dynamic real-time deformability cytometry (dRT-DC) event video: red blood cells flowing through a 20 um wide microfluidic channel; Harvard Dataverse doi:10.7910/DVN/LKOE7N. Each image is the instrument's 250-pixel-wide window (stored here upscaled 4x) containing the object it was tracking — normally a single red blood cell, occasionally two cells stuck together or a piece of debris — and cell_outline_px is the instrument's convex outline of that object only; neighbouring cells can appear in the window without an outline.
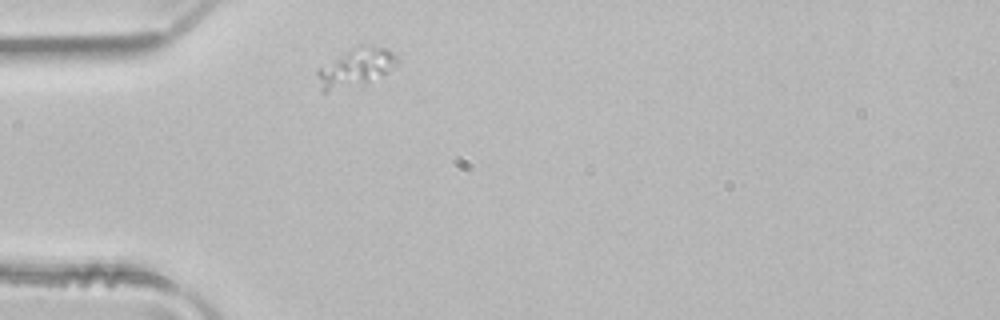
{"species": "common noctule bat (a hibernating species)", "species_latin": "Nyctalus noctula", "temperature_condition": "room temperature", "stored_images_in_passage": 1, "camera_frame_rate_fps": 3000, "um_per_image_px": 0.085, "animal": {"sex": "male", "body_mass_g": 21.5, "forearm_length_mm": 52.0}, "frame": {"image": 1, "passage_image": 1, "time_ms": 0.0, "image_size_px": [1000, 320], "cell_outline_px": [[400, 60], [388, 72], [368, 80], [328, 92], [320, 92], [316, 72], [320, 68], [352, 48], [360, 44], [364, 44], [388, 48], [400, 56]], "centroid_in_image_um": [30.27, 5.7], "position_along_channel_um": 54.7, "area_um2": 17.4}}